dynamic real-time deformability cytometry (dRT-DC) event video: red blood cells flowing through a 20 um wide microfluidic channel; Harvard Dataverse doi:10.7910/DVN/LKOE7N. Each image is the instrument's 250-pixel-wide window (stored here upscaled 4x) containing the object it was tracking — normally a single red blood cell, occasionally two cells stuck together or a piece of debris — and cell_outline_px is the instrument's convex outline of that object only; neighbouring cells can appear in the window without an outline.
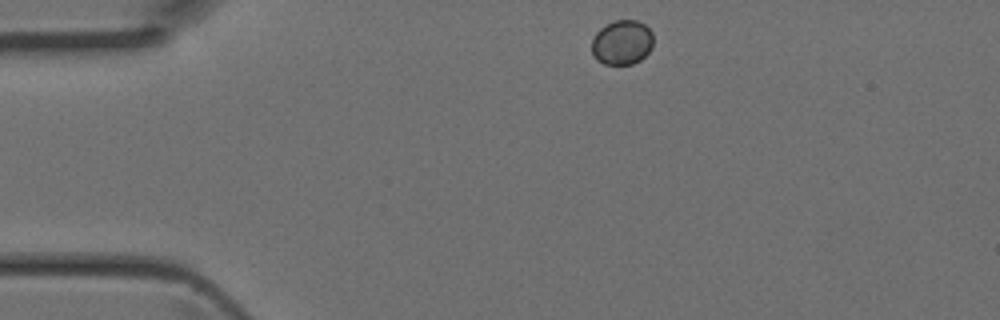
{"species": "Egyptian fruit bat (a non-hibernating species)", "species_latin": "Rousettus aegyptiacus", "temperature_condition": "room temperature", "stored_images_in_passage": 37, "camera_frame_rate_fps": 3000, "um_per_image_px": 0.085, "animal": {"sex": "female"}, "frame": {"image": 1, "passage_image": 1, "time_ms": 0.0, "image_size_px": [1000, 320], "cell_outline_px": [[652, 48], [640, 60], [632, 64], [604, 64], [596, 60], [592, 52], [592, 40], [596, 32], [600, 28], [612, 20], [636, 20], [644, 24], [652, 32]], "centroid_in_image_um": [52.86, 3.6], "position_along_channel_um": 32.1, "area_um2": 16.07}}
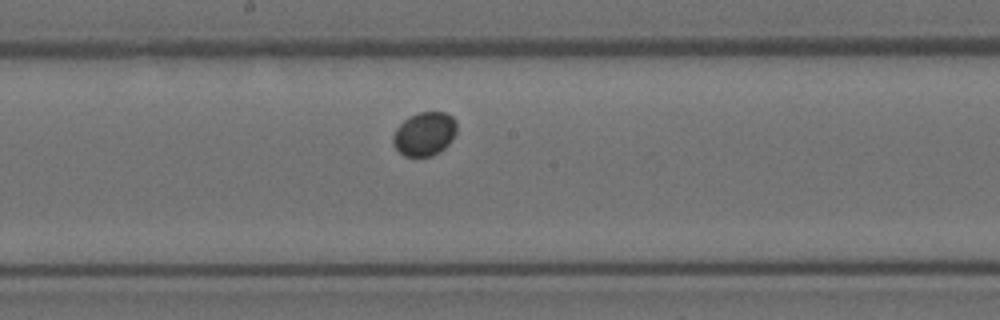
{"frame": {"image": 2, "passage_image": 16, "time_ms": 5.0, "image_size_px": [1000, 320], "cell_outline_px": [[456, 132], [452, 140], [440, 152], [432, 156], [404, 156], [392, 144], [392, 136], [396, 128], [408, 116], [420, 112], [444, 112], [452, 116], [456, 120]], "centroid_in_image_um": [36.08, 11.38], "position_along_channel_um": 212.1, "area_um2": 16.36}}
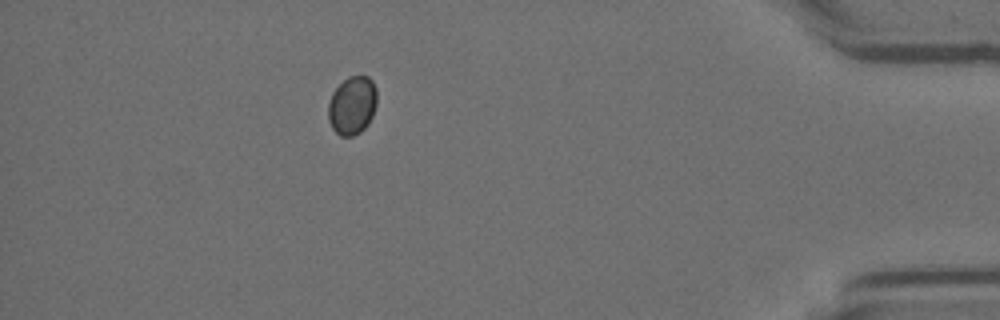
{"frame": {"image": 3, "passage_image": 32, "time_ms": 10.333, "image_size_px": [1000, 320], "cell_outline_px": [[376, 104], [372, 116], [368, 124], [360, 132], [352, 136], [340, 136], [332, 128], [328, 120], [328, 104], [332, 92], [348, 76], [368, 76], [372, 80], [376, 88]], "centroid_in_image_um": [29.93, 8.96], "position_along_channel_um": 405.3, "area_um2": 16.59}}